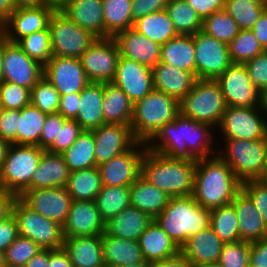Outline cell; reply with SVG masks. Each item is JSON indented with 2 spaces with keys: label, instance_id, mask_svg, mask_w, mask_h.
Instances as JSON below:
<instances>
[{
  "label": "cell",
  "instance_id": "be15d7a7",
  "mask_svg": "<svg viewBox=\"0 0 267 267\" xmlns=\"http://www.w3.org/2000/svg\"><path fill=\"white\" fill-rule=\"evenodd\" d=\"M203 20L214 12L224 9L225 0H186Z\"/></svg>",
  "mask_w": 267,
  "mask_h": 267
},
{
  "label": "cell",
  "instance_id": "30bf717a",
  "mask_svg": "<svg viewBox=\"0 0 267 267\" xmlns=\"http://www.w3.org/2000/svg\"><path fill=\"white\" fill-rule=\"evenodd\" d=\"M52 55L80 58L97 40L92 32L72 22L62 11H54L49 21Z\"/></svg>",
  "mask_w": 267,
  "mask_h": 267
},
{
  "label": "cell",
  "instance_id": "836d02e7",
  "mask_svg": "<svg viewBox=\"0 0 267 267\" xmlns=\"http://www.w3.org/2000/svg\"><path fill=\"white\" fill-rule=\"evenodd\" d=\"M171 196L145 180L141 175L130 185V204L153 219L168 205Z\"/></svg>",
  "mask_w": 267,
  "mask_h": 267
},
{
  "label": "cell",
  "instance_id": "e575fe53",
  "mask_svg": "<svg viewBox=\"0 0 267 267\" xmlns=\"http://www.w3.org/2000/svg\"><path fill=\"white\" fill-rule=\"evenodd\" d=\"M134 104L113 82L104 83L103 116L104 124L130 125Z\"/></svg>",
  "mask_w": 267,
  "mask_h": 267
},
{
  "label": "cell",
  "instance_id": "67dfc351",
  "mask_svg": "<svg viewBox=\"0 0 267 267\" xmlns=\"http://www.w3.org/2000/svg\"><path fill=\"white\" fill-rule=\"evenodd\" d=\"M0 267H6L4 253L0 251Z\"/></svg>",
  "mask_w": 267,
  "mask_h": 267
},
{
  "label": "cell",
  "instance_id": "f35d334b",
  "mask_svg": "<svg viewBox=\"0 0 267 267\" xmlns=\"http://www.w3.org/2000/svg\"><path fill=\"white\" fill-rule=\"evenodd\" d=\"M93 130L82 129L76 141L61 155L70 172L96 166Z\"/></svg>",
  "mask_w": 267,
  "mask_h": 267
},
{
  "label": "cell",
  "instance_id": "603a6c76",
  "mask_svg": "<svg viewBox=\"0 0 267 267\" xmlns=\"http://www.w3.org/2000/svg\"><path fill=\"white\" fill-rule=\"evenodd\" d=\"M116 41L121 57H125L153 68L160 61L161 45L146 38L134 28L116 34Z\"/></svg>",
  "mask_w": 267,
  "mask_h": 267
},
{
  "label": "cell",
  "instance_id": "deb4b68c",
  "mask_svg": "<svg viewBox=\"0 0 267 267\" xmlns=\"http://www.w3.org/2000/svg\"><path fill=\"white\" fill-rule=\"evenodd\" d=\"M194 267H221V266L217 262V263H209V264H202V265H194Z\"/></svg>",
  "mask_w": 267,
  "mask_h": 267
},
{
  "label": "cell",
  "instance_id": "5b68a950",
  "mask_svg": "<svg viewBox=\"0 0 267 267\" xmlns=\"http://www.w3.org/2000/svg\"><path fill=\"white\" fill-rule=\"evenodd\" d=\"M180 113V102L161 91L153 89L134 104L130 123L134 137L146 143L157 130L171 122Z\"/></svg>",
  "mask_w": 267,
  "mask_h": 267
},
{
  "label": "cell",
  "instance_id": "8d00e7d4",
  "mask_svg": "<svg viewBox=\"0 0 267 267\" xmlns=\"http://www.w3.org/2000/svg\"><path fill=\"white\" fill-rule=\"evenodd\" d=\"M132 28L159 45L179 35L166 9L137 18Z\"/></svg>",
  "mask_w": 267,
  "mask_h": 267
},
{
  "label": "cell",
  "instance_id": "5bb4252c",
  "mask_svg": "<svg viewBox=\"0 0 267 267\" xmlns=\"http://www.w3.org/2000/svg\"><path fill=\"white\" fill-rule=\"evenodd\" d=\"M119 49L113 37L97 40L79 58L89 82H112L116 75Z\"/></svg>",
  "mask_w": 267,
  "mask_h": 267
},
{
  "label": "cell",
  "instance_id": "6125c7cd",
  "mask_svg": "<svg viewBox=\"0 0 267 267\" xmlns=\"http://www.w3.org/2000/svg\"><path fill=\"white\" fill-rule=\"evenodd\" d=\"M80 103V93L60 95V106L58 113L64 118L75 120L77 117Z\"/></svg>",
  "mask_w": 267,
  "mask_h": 267
},
{
  "label": "cell",
  "instance_id": "2644e50d",
  "mask_svg": "<svg viewBox=\"0 0 267 267\" xmlns=\"http://www.w3.org/2000/svg\"><path fill=\"white\" fill-rule=\"evenodd\" d=\"M24 267H49V249H41Z\"/></svg>",
  "mask_w": 267,
  "mask_h": 267
},
{
  "label": "cell",
  "instance_id": "f1b7e54d",
  "mask_svg": "<svg viewBox=\"0 0 267 267\" xmlns=\"http://www.w3.org/2000/svg\"><path fill=\"white\" fill-rule=\"evenodd\" d=\"M143 259L147 262L165 260L180 252V247L153 220L138 239Z\"/></svg>",
  "mask_w": 267,
  "mask_h": 267
},
{
  "label": "cell",
  "instance_id": "4316f807",
  "mask_svg": "<svg viewBox=\"0 0 267 267\" xmlns=\"http://www.w3.org/2000/svg\"><path fill=\"white\" fill-rule=\"evenodd\" d=\"M62 12L78 26L105 38L102 0H67Z\"/></svg>",
  "mask_w": 267,
  "mask_h": 267
},
{
  "label": "cell",
  "instance_id": "6da1fadb",
  "mask_svg": "<svg viewBox=\"0 0 267 267\" xmlns=\"http://www.w3.org/2000/svg\"><path fill=\"white\" fill-rule=\"evenodd\" d=\"M214 133L216 129L211 125L185 117L180 112L145 144L147 150L170 158L197 161L217 155Z\"/></svg>",
  "mask_w": 267,
  "mask_h": 267
},
{
  "label": "cell",
  "instance_id": "b9fcfbb0",
  "mask_svg": "<svg viewBox=\"0 0 267 267\" xmlns=\"http://www.w3.org/2000/svg\"><path fill=\"white\" fill-rule=\"evenodd\" d=\"M260 94H261L260 108L267 116V88H265Z\"/></svg>",
  "mask_w": 267,
  "mask_h": 267
},
{
  "label": "cell",
  "instance_id": "7c38bea8",
  "mask_svg": "<svg viewBox=\"0 0 267 267\" xmlns=\"http://www.w3.org/2000/svg\"><path fill=\"white\" fill-rule=\"evenodd\" d=\"M195 46V76L216 80L231 64L228 45L199 31L192 35Z\"/></svg>",
  "mask_w": 267,
  "mask_h": 267
},
{
  "label": "cell",
  "instance_id": "ab89813d",
  "mask_svg": "<svg viewBox=\"0 0 267 267\" xmlns=\"http://www.w3.org/2000/svg\"><path fill=\"white\" fill-rule=\"evenodd\" d=\"M105 38L114 37L116 34L132 28V0H102Z\"/></svg>",
  "mask_w": 267,
  "mask_h": 267
},
{
  "label": "cell",
  "instance_id": "34e18365",
  "mask_svg": "<svg viewBox=\"0 0 267 267\" xmlns=\"http://www.w3.org/2000/svg\"><path fill=\"white\" fill-rule=\"evenodd\" d=\"M11 146V143L7 140H4L0 138V171L2 169L5 157L7 155V152L9 150V147Z\"/></svg>",
  "mask_w": 267,
  "mask_h": 267
},
{
  "label": "cell",
  "instance_id": "003e7915",
  "mask_svg": "<svg viewBox=\"0 0 267 267\" xmlns=\"http://www.w3.org/2000/svg\"><path fill=\"white\" fill-rule=\"evenodd\" d=\"M49 267H74L64 248L49 249Z\"/></svg>",
  "mask_w": 267,
  "mask_h": 267
},
{
  "label": "cell",
  "instance_id": "7dc6e473",
  "mask_svg": "<svg viewBox=\"0 0 267 267\" xmlns=\"http://www.w3.org/2000/svg\"><path fill=\"white\" fill-rule=\"evenodd\" d=\"M16 44L28 57L37 61L43 67L53 57L49 28L34 32L20 39Z\"/></svg>",
  "mask_w": 267,
  "mask_h": 267
},
{
  "label": "cell",
  "instance_id": "60d3db41",
  "mask_svg": "<svg viewBox=\"0 0 267 267\" xmlns=\"http://www.w3.org/2000/svg\"><path fill=\"white\" fill-rule=\"evenodd\" d=\"M47 114L29 104L20 110L17 127V145L40 147V136Z\"/></svg>",
  "mask_w": 267,
  "mask_h": 267
},
{
  "label": "cell",
  "instance_id": "9f6ffc18",
  "mask_svg": "<svg viewBox=\"0 0 267 267\" xmlns=\"http://www.w3.org/2000/svg\"><path fill=\"white\" fill-rule=\"evenodd\" d=\"M244 65L253 85L260 92L267 88V54L262 52Z\"/></svg>",
  "mask_w": 267,
  "mask_h": 267
},
{
  "label": "cell",
  "instance_id": "7a4b0ae2",
  "mask_svg": "<svg viewBox=\"0 0 267 267\" xmlns=\"http://www.w3.org/2000/svg\"><path fill=\"white\" fill-rule=\"evenodd\" d=\"M242 189V182L218 155L196 161L192 196L205 209L229 205Z\"/></svg>",
  "mask_w": 267,
  "mask_h": 267
},
{
  "label": "cell",
  "instance_id": "d4e9b609",
  "mask_svg": "<svg viewBox=\"0 0 267 267\" xmlns=\"http://www.w3.org/2000/svg\"><path fill=\"white\" fill-rule=\"evenodd\" d=\"M152 74L154 89L176 98L179 102L191 91L197 80L193 73L160 61L152 68Z\"/></svg>",
  "mask_w": 267,
  "mask_h": 267
},
{
  "label": "cell",
  "instance_id": "1f68e13d",
  "mask_svg": "<svg viewBox=\"0 0 267 267\" xmlns=\"http://www.w3.org/2000/svg\"><path fill=\"white\" fill-rule=\"evenodd\" d=\"M104 83L90 82L80 92V103L76 117L82 129L93 130L104 124Z\"/></svg>",
  "mask_w": 267,
  "mask_h": 267
},
{
  "label": "cell",
  "instance_id": "484cf974",
  "mask_svg": "<svg viewBox=\"0 0 267 267\" xmlns=\"http://www.w3.org/2000/svg\"><path fill=\"white\" fill-rule=\"evenodd\" d=\"M224 242L209 226L187 239L180 251L193 263L202 265L219 262Z\"/></svg>",
  "mask_w": 267,
  "mask_h": 267
},
{
  "label": "cell",
  "instance_id": "89a4df30",
  "mask_svg": "<svg viewBox=\"0 0 267 267\" xmlns=\"http://www.w3.org/2000/svg\"><path fill=\"white\" fill-rule=\"evenodd\" d=\"M251 31L264 48L267 45V9L261 14Z\"/></svg>",
  "mask_w": 267,
  "mask_h": 267
},
{
  "label": "cell",
  "instance_id": "979ff035",
  "mask_svg": "<svg viewBox=\"0 0 267 267\" xmlns=\"http://www.w3.org/2000/svg\"><path fill=\"white\" fill-rule=\"evenodd\" d=\"M121 267H152V262H147V261H143L141 263H138V264H129V265H124V266H121Z\"/></svg>",
  "mask_w": 267,
  "mask_h": 267
},
{
  "label": "cell",
  "instance_id": "ee69618b",
  "mask_svg": "<svg viewBox=\"0 0 267 267\" xmlns=\"http://www.w3.org/2000/svg\"><path fill=\"white\" fill-rule=\"evenodd\" d=\"M210 227L224 243L241 241L237 215L231 204L210 210Z\"/></svg>",
  "mask_w": 267,
  "mask_h": 267
},
{
  "label": "cell",
  "instance_id": "db71d44e",
  "mask_svg": "<svg viewBox=\"0 0 267 267\" xmlns=\"http://www.w3.org/2000/svg\"><path fill=\"white\" fill-rule=\"evenodd\" d=\"M81 131L82 128L76 120L66 119L55 141L46 151L62 154L76 141Z\"/></svg>",
  "mask_w": 267,
  "mask_h": 267
},
{
  "label": "cell",
  "instance_id": "f5cc1de1",
  "mask_svg": "<svg viewBox=\"0 0 267 267\" xmlns=\"http://www.w3.org/2000/svg\"><path fill=\"white\" fill-rule=\"evenodd\" d=\"M30 104V89L11 82L0 83V105L7 110H21Z\"/></svg>",
  "mask_w": 267,
  "mask_h": 267
},
{
  "label": "cell",
  "instance_id": "6f0895ef",
  "mask_svg": "<svg viewBox=\"0 0 267 267\" xmlns=\"http://www.w3.org/2000/svg\"><path fill=\"white\" fill-rule=\"evenodd\" d=\"M65 120L60 113L47 114L40 136V148L47 150L53 144Z\"/></svg>",
  "mask_w": 267,
  "mask_h": 267
},
{
  "label": "cell",
  "instance_id": "753ad0ef",
  "mask_svg": "<svg viewBox=\"0 0 267 267\" xmlns=\"http://www.w3.org/2000/svg\"><path fill=\"white\" fill-rule=\"evenodd\" d=\"M67 0H39V6L52 8L54 11H62L66 6Z\"/></svg>",
  "mask_w": 267,
  "mask_h": 267
},
{
  "label": "cell",
  "instance_id": "2a66077c",
  "mask_svg": "<svg viewBox=\"0 0 267 267\" xmlns=\"http://www.w3.org/2000/svg\"><path fill=\"white\" fill-rule=\"evenodd\" d=\"M4 55V33L0 34V83L3 81L2 79V60Z\"/></svg>",
  "mask_w": 267,
  "mask_h": 267
},
{
  "label": "cell",
  "instance_id": "681fc988",
  "mask_svg": "<svg viewBox=\"0 0 267 267\" xmlns=\"http://www.w3.org/2000/svg\"><path fill=\"white\" fill-rule=\"evenodd\" d=\"M30 104L45 114L58 113L60 93L48 79L42 76L30 90Z\"/></svg>",
  "mask_w": 267,
  "mask_h": 267
},
{
  "label": "cell",
  "instance_id": "a7ac6f4b",
  "mask_svg": "<svg viewBox=\"0 0 267 267\" xmlns=\"http://www.w3.org/2000/svg\"><path fill=\"white\" fill-rule=\"evenodd\" d=\"M17 196L0 188V222L12 214V205Z\"/></svg>",
  "mask_w": 267,
  "mask_h": 267
},
{
  "label": "cell",
  "instance_id": "11a10c76",
  "mask_svg": "<svg viewBox=\"0 0 267 267\" xmlns=\"http://www.w3.org/2000/svg\"><path fill=\"white\" fill-rule=\"evenodd\" d=\"M242 190L251 198L267 224V183L259 180L246 181L242 183Z\"/></svg>",
  "mask_w": 267,
  "mask_h": 267
},
{
  "label": "cell",
  "instance_id": "44dd1931",
  "mask_svg": "<svg viewBox=\"0 0 267 267\" xmlns=\"http://www.w3.org/2000/svg\"><path fill=\"white\" fill-rule=\"evenodd\" d=\"M54 10L46 6L16 8L2 25L7 40L17 43L30 34L48 28Z\"/></svg>",
  "mask_w": 267,
  "mask_h": 267
},
{
  "label": "cell",
  "instance_id": "5803f987",
  "mask_svg": "<svg viewBox=\"0 0 267 267\" xmlns=\"http://www.w3.org/2000/svg\"><path fill=\"white\" fill-rule=\"evenodd\" d=\"M263 52L267 54V45L263 48Z\"/></svg>",
  "mask_w": 267,
  "mask_h": 267
},
{
  "label": "cell",
  "instance_id": "f6af8a7d",
  "mask_svg": "<svg viewBox=\"0 0 267 267\" xmlns=\"http://www.w3.org/2000/svg\"><path fill=\"white\" fill-rule=\"evenodd\" d=\"M201 31L228 45L240 29L234 19L223 9L204 18Z\"/></svg>",
  "mask_w": 267,
  "mask_h": 267
},
{
  "label": "cell",
  "instance_id": "03108f58",
  "mask_svg": "<svg viewBox=\"0 0 267 267\" xmlns=\"http://www.w3.org/2000/svg\"><path fill=\"white\" fill-rule=\"evenodd\" d=\"M152 267H194L193 263L180 251L165 260L152 262Z\"/></svg>",
  "mask_w": 267,
  "mask_h": 267
},
{
  "label": "cell",
  "instance_id": "277c9868",
  "mask_svg": "<svg viewBox=\"0 0 267 267\" xmlns=\"http://www.w3.org/2000/svg\"><path fill=\"white\" fill-rule=\"evenodd\" d=\"M154 220L181 247L188 238L210 226V210L194 197H171L166 208Z\"/></svg>",
  "mask_w": 267,
  "mask_h": 267
},
{
  "label": "cell",
  "instance_id": "4fadbf2b",
  "mask_svg": "<svg viewBox=\"0 0 267 267\" xmlns=\"http://www.w3.org/2000/svg\"><path fill=\"white\" fill-rule=\"evenodd\" d=\"M216 81L227 107L260 108L261 92L251 82L244 64L232 63Z\"/></svg>",
  "mask_w": 267,
  "mask_h": 267
},
{
  "label": "cell",
  "instance_id": "3957f363",
  "mask_svg": "<svg viewBox=\"0 0 267 267\" xmlns=\"http://www.w3.org/2000/svg\"><path fill=\"white\" fill-rule=\"evenodd\" d=\"M196 161L170 158L146 150L141 176L171 197L191 196L194 192Z\"/></svg>",
  "mask_w": 267,
  "mask_h": 267
},
{
  "label": "cell",
  "instance_id": "816d5d0a",
  "mask_svg": "<svg viewBox=\"0 0 267 267\" xmlns=\"http://www.w3.org/2000/svg\"><path fill=\"white\" fill-rule=\"evenodd\" d=\"M250 242L224 243L219 259L221 267H249Z\"/></svg>",
  "mask_w": 267,
  "mask_h": 267
},
{
  "label": "cell",
  "instance_id": "b62a3aed",
  "mask_svg": "<svg viewBox=\"0 0 267 267\" xmlns=\"http://www.w3.org/2000/svg\"><path fill=\"white\" fill-rule=\"evenodd\" d=\"M248 1H254V2H257V3H260V4H264L267 6V0H248Z\"/></svg>",
  "mask_w": 267,
  "mask_h": 267
},
{
  "label": "cell",
  "instance_id": "603ad722",
  "mask_svg": "<svg viewBox=\"0 0 267 267\" xmlns=\"http://www.w3.org/2000/svg\"><path fill=\"white\" fill-rule=\"evenodd\" d=\"M264 141H265V144H266V152H267V128H266V131H265Z\"/></svg>",
  "mask_w": 267,
  "mask_h": 267
},
{
  "label": "cell",
  "instance_id": "f907efd6",
  "mask_svg": "<svg viewBox=\"0 0 267 267\" xmlns=\"http://www.w3.org/2000/svg\"><path fill=\"white\" fill-rule=\"evenodd\" d=\"M41 249L31 239L19 235L4 252L6 267H24Z\"/></svg>",
  "mask_w": 267,
  "mask_h": 267
},
{
  "label": "cell",
  "instance_id": "9c48e42d",
  "mask_svg": "<svg viewBox=\"0 0 267 267\" xmlns=\"http://www.w3.org/2000/svg\"><path fill=\"white\" fill-rule=\"evenodd\" d=\"M12 215L16 219L19 235L31 239L42 249L63 248L62 227L32 210L19 197L12 205Z\"/></svg>",
  "mask_w": 267,
  "mask_h": 267
},
{
  "label": "cell",
  "instance_id": "8fae6325",
  "mask_svg": "<svg viewBox=\"0 0 267 267\" xmlns=\"http://www.w3.org/2000/svg\"><path fill=\"white\" fill-rule=\"evenodd\" d=\"M267 116L261 108L226 107L216 130L217 139H262L267 128ZM219 137V138H218Z\"/></svg>",
  "mask_w": 267,
  "mask_h": 267
},
{
  "label": "cell",
  "instance_id": "52a82bcc",
  "mask_svg": "<svg viewBox=\"0 0 267 267\" xmlns=\"http://www.w3.org/2000/svg\"><path fill=\"white\" fill-rule=\"evenodd\" d=\"M222 89L216 80L197 79L180 101V112L190 119L217 129L226 109Z\"/></svg>",
  "mask_w": 267,
  "mask_h": 267
},
{
  "label": "cell",
  "instance_id": "9a60e30c",
  "mask_svg": "<svg viewBox=\"0 0 267 267\" xmlns=\"http://www.w3.org/2000/svg\"><path fill=\"white\" fill-rule=\"evenodd\" d=\"M43 74L44 67L28 57L16 43L9 42L4 34L3 81L31 90Z\"/></svg>",
  "mask_w": 267,
  "mask_h": 267
},
{
  "label": "cell",
  "instance_id": "09005b40",
  "mask_svg": "<svg viewBox=\"0 0 267 267\" xmlns=\"http://www.w3.org/2000/svg\"><path fill=\"white\" fill-rule=\"evenodd\" d=\"M258 180L262 181V182H266L267 181V156H266V160L264 162L263 170H262L261 175H260Z\"/></svg>",
  "mask_w": 267,
  "mask_h": 267
},
{
  "label": "cell",
  "instance_id": "d6a6232c",
  "mask_svg": "<svg viewBox=\"0 0 267 267\" xmlns=\"http://www.w3.org/2000/svg\"><path fill=\"white\" fill-rule=\"evenodd\" d=\"M101 242L105 267H121L144 261L138 241L111 236L104 232Z\"/></svg>",
  "mask_w": 267,
  "mask_h": 267
},
{
  "label": "cell",
  "instance_id": "cb8c5ba5",
  "mask_svg": "<svg viewBox=\"0 0 267 267\" xmlns=\"http://www.w3.org/2000/svg\"><path fill=\"white\" fill-rule=\"evenodd\" d=\"M236 212L240 239L253 242L267 238V224L251 198L241 189L230 203Z\"/></svg>",
  "mask_w": 267,
  "mask_h": 267
},
{
  "label": "cell",
  "instance_id": "d590c367",
  "mask_svg": "<svg viewBox=\"0 0 267 267\" xmlns=\"http://www.w3.org/2000/svg\"><path fill=\"white\" fill-rule=\"evenodd\" d=\"M160 62L195 75V46L192 35H177L162 44Z\"/></svg>",
  "mask_w": 267,
  "mask_h": 267
},
{
  "label": "cell",
  "instance_id": "7bdbcfd3",
  "mask_svg": "<svg viewBox=\"0 0 267 267\" xmlns=\"http://www.w3.org/2000/svg\"><path fill=\"white\" fill-rule=\"evenodd\" d=\"M166 11L179 35H194L202 29V19L186 0H168Z\"/></svg>",
  "mask_w": 267,
  "mask_h": 267
},
{
  "label": "cell",
  "instance_id": "e7e4bbea",
  "mask_svg": "<svg viewBox=\"0 0 267 267\" xmlns=\"http://www.w3.org/2000/svg\"><path fill=\"white\" fill-rule=\"evenodd\" d=\"M250 266L267 267V238L250 242Z\"/></svg>",
  "mask_w": 267,
  "mask_h": 267
},
{
  "label": "cell",
  "instance_id": "c3c4849f",
  "mask_svg": "<svg viewBox=\"0 0 267 267\" xmlns=\"http://www.w3.org/2000/svg\"><path fill=\"white\" fill-rule=\"evenodd\" d=\"M232 63L244 64L263 52V47L251 30H240L228 44Z\"/></svg>",
  "mask_w": 267,
  "mask_h": 267
},
{
  "label": "cell",
  "instance_id": "4dcf8cb0",
  "mask_svg": "<svg viewBox=\"0 0 267 267\" xmlns=\"http://www.w3.org/2000/svg\"><path fill=\"white\" fill-rule=\"evenodd\" d=\"M70 170L61 154L45 151L31 179V190L65 187Z\"/></svg>",
  "mask_w": 267,
  "mask_h": 267
},
{
  "label": "cell",
  "instance_id": "f546056e",
  "mask_svg": "<svg viewBox=\"0 0 267 267\" xmlns=\"http://www.w3.org/2000/svg\"><path fill=\"white\" fill-rule=\"evenodd\" d=\"M153 220L148 213L130 206L105 223V232L111 236L138 241Z\"/></svg>",
  "mask_w": 267,
  "mask_h": 267
},
{
  "label": "cell",
  "instance_id": "91938a15",
  "mask_svg": "<svg viewBox=\"0 0 267 267\" xmlns=\"http://www.w3.org/2000/svg\"><path fill=\"white\" fill-rule=\"evenodd\" d=\"M167 4L168 0H132V18L136 20L139 17L165 10Z\"/></svg>",
  "mask_w": 267,
  "mask_h": 267
},
{
  "label": "cell",
  "instance_id": "8992f818",
  "mask_svg": "<svg viewBox=\"0 0 267 267\" xmlns=\"http://www.w3.org/2000/svg\"><path fill=\"white\" fill-rule=\"evenodd\" d=\"M216 141L225 146L223 148L217 146V155L232 168L242 183L259 179L267 156L264 138L216 139Z\"/></svg>",
  "mask_w": 267,
  "mask_h": 267
},
{
  "label": "cell",
  "instance_id": "ac0fdd59",
  "mask_svg": "<svg viewBox=\"0 0 267 267\" xmlns=\"http://www.w3.org/2000/svg\"><path fill=\"white\" fill-rule=\"evenodd\" d=\"M43 76L60 95L80 93L90 83L78 58L53 56L44 66Z\"/></svg>",
  "mask_w": 267,
  "mask_h": 267
},
{
  "label": "cell",
  "instance_id": "83f0119b",
  "mask_svg": "<svg viewBox=\"0 0 267 267\" xmlns=\"http://www.w3.org/2000/svg\"><path fill=\"white\" fill-rule=\"evenodd\" d=\"M63 248L74 267H105L101 235L64 237Z\"/></svg>",
  "mask_w": 267,
  "mask_h": 267
},
{
  "label": "cell",
  "instance_id": "b9f144b4",
  "mask_svg": "<svg viewBox=\"0 0 267 267\" xmlns=\"http://www.w3.org/2000/svg\"><path fill=\"white\" fill-rule=\"evenodd\" d=\"M97 209L106 223L119 212L131 206L130 186H102L95 199Z\"/></svg>",
  "mask_w": 267,
  "mask_h": 267
},
{
  "label": "cell",
  "instance_id": "e0dca14e",
  "mask_svg": "<svg viewBox=\"0 0 267 267\" xmlns=\"http://www.w3.org/2000/svg\"><path fill=\"white\" fill-rule=\"evenodd\" d=\"M19 198L32 210L54 220L61 227L66 223L72 198L65 187L25 190Z\"/></svg>",
  "mask_w": 267,
  "mask_h": 267
},
{
  "label": "cell",
  "instance_id": "680465c9",
  "mask_svg": "<svg viewBox=\"0 0 267 267\" xmlns=\"http://www.w3.org/2000/svg\"><path fill=\"white\" fill-rule=\"evenodd\" d=\"M18 119H20V110H7L1 108L0 138L7 140L14 145H17Z\"/></svg>",
  "mask_w": 267,
  "mask_h": 267
},
{
  "label": "cell",
  "instance_id": "d6986e66",
  "mask_svg": "<svg viewBox=\"0 0 267 267\" xmlns=\"http://www.w3.org/2000/svg\"><path fill=\"white\" fill-rule=\"evenodd\" d=\"M96 166L110 161L131 149L138 140L130 125L103 124L93 129Z\"/></svg>",
  "mask_w": 267,
  "mask_h": 267
},
{
  "label": "cell",
  "instance_id": "74e56055",
  "mask_svg": "<svg viewBox=\"0 0 267 267\" xmlns=\"http://www.w3.org/2000/svg\"><path fill=\"white\" fill-rule=\"evenodd\" d=\"M103 184L99 167L70 172L65 186L72 200H95Z\"/></svg>",
  "mask_w": 267,
  "mask_h": 267
},
{
  "label": "cell",
  "instance_id": "2e32d148",
  "mask_svg": "<svg viewBox=\"0 0 267 267\" xmlns=\"http://www.w3.org/2000/svg\"><path fill=\"white\" fill-rule=\"evenodd\" d=\"M147 148L138 141L128 151L115 156L110 161L99 165L104 186H130L141 174V161Z\"/></svg>",
  "mask_w": 267,
  "mask_h": 267
},
{
  "label": "cell",
  "instance_id": "94428289",
  "mask_svg": "<svg viewBox=\"0 0 267 267\" xmlns=\"http://www.w3.org/2000/svg\"><path fill=\"white\" fill-rule=\"evenodd\" d=\"M18 236V225L15 217L11 214L0 222V251L4 253Z\"/></svg>",
  "mask_w": 267,
  "mask_h": 267
},
{
  "label": "cell",
  "instance_id": "ba28073f",
  "mask_svg": "<svg viewBox=\"0 0 267 267\" xmlns=\"http://www.w3.org/2000/svg\"><path fill=\"white\" fill-rule=\"evenodd\" d=\"M45 151L39 146L11 144L0 171V188L17 197L31 190L33 173Z\"/></svg>",
  "mask_w": 267,
  "mask_h": 267
},
{
  "label": "cell",
  "instance_id": "8c879c8a",
  "mask_svg": "<svg viewBox=\"0 0 267 267\" xmlns=\"http://www.w3.org/2000/svg\"><path fill=\"white\" fill-rule=\"evenodd\" d=\"M13 0H0V23L3 25L15 10Z\"/></svg>",
  "mask_w": 267,
  "mask_h": 267
},
{
  "label": "cell",
  "instance_id": "7402d4cb",
  "mask_svg": "<svg viewBox=\"0 0 267 267\" xmlns=\"http://www.w3.org/2000/svg\"><path fill=\"white\" fill-rule=\"evenodd\" d=\"M62 231L64 237L102 235L105 232V222L95 200H72Z\"/></svg>",
  "mask_w": 267,
  "mask_h": 267
},
{
  "label": "cell",
  "instance_id": "bcb514c9",
  "mask_svg": "<svg viewBox=\"0 0 267 267\" xmlns=\"http://www.w3.org/2000/svg\"><path fill=\"white\" fill-rule=\"evenodd\" d=\"M224 9L240 30H251L267 6L248 0H225Z\"/></svg>",
  "mask_w": 267,
  "mask_h": 267
},
{
  "label": "cell",
  "instance_id": "ffe728a7",
  "mask_svg": "<svg viewBox=\"0 0 267 267\" xmlns=\"http://www.w3.org/2000/svg\"><path fill=\"white\" fill-rule=\"evenodd\" d=\"M112 82L129 97L133 104L154 89L152 68L121 56Z\"/></svg>",
  "mask_w": 267,
  "mask_h": 267
},
{
  "label": "cell",
  "instance_id": "11e5206c",
  "mask_svg": "<svg viewBox=\"0 0 267 267\" xmlns=\"http://www.w3.org/2000/svg\"><path fill=\"white\" fill-rule=\"evenodd\" d=\"M15 8L39 6V0H13Z\"/></svg>",
  "mask_w": 267,
  "mask_h": 267
}]
</instances>
